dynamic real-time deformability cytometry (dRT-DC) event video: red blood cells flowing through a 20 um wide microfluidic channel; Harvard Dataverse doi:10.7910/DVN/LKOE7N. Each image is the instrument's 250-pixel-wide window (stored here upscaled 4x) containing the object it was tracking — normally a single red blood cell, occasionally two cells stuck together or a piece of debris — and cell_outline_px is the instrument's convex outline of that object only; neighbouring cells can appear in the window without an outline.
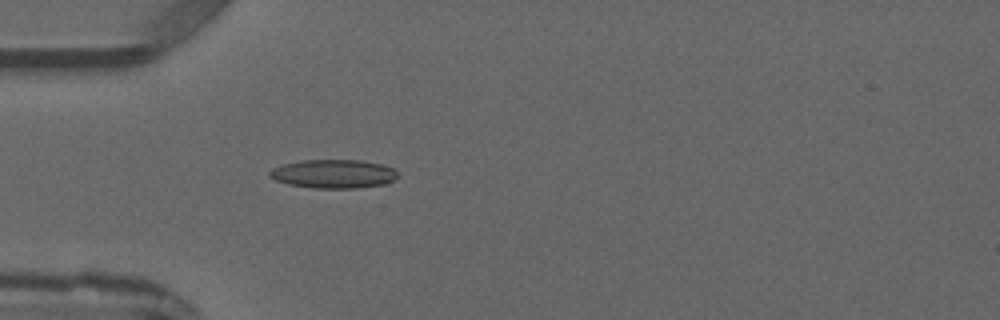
{"species": "common noctule bat (a hibernating species)", "species_latin": "Nyctalus noctula", "temperature_condition": "warm", "stored_images_in_passage": 4, "camera_frame_rate_fps": 3000, "um_per_image_px": 0.085, "animal": {"sex": "male", "forearm_length_mm": 52.5}, "frame": {"image": 1, "passage_image": 4, "time_ms": 3.667, "image_size_px": [1000, 320], "cell_outline_px": [[396, 176], [392, 180], [384, 184], [356, 188], [316, 188], [288, 184], [276, 180], [268, 176], [268, 172], [272, 168], [284, 164], [300, 160], [360, 160], [384, 164], [392, 168], [396, 172]], "centroid_in_image_um": [28.32, 14.77], "position_along_channel_um": 56.7, "area_um2": 21.33}}